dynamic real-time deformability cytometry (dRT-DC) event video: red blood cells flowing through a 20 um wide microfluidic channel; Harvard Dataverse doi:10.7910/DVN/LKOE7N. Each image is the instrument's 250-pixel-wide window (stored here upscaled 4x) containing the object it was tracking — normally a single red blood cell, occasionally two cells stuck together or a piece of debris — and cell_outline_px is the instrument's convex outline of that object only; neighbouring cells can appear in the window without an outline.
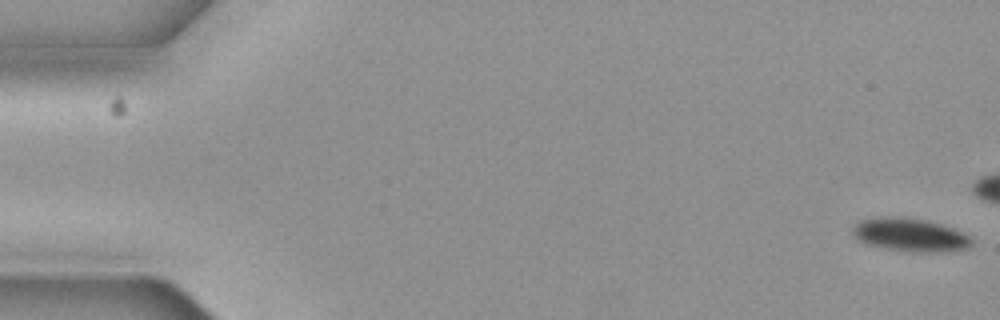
{"species": "common noctule bat (a hibernating species)", "species_latin": "Nyctalus noctula", "temperature_condition": "cold", "stored_images_in_passage": 6, "camera_frame_rate_fps": 3000, "um_per_image_px": 0.085, "animal": {"sex": "female", "body_mass_g": 19.3, "forearm_length_mm": 54.1}, "frame": {"image": 1, "passage_image": 1, "time_ms": 0.0, "image_size_px": [1000, 320], "cell_outline_px": [[972, 244], [968, 248], [944, 252], [920, 252], [888, 248], [868, 244], [852, 236], [852, 224], [860, 220], [876, 216], [900, 216], [924, 220], [940, 224], [952, 228], [968, 236], [972, 240]], "centroid_in_image_um": [77.3, 19.94], "position_along_channel_um": 7.7, "area_um2": 23.0}}
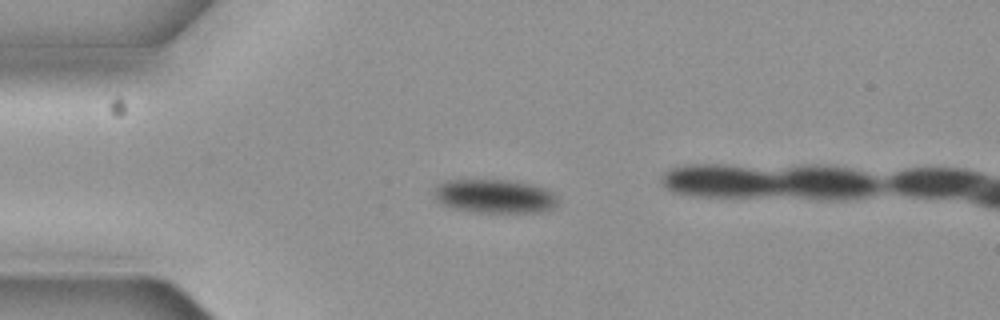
{"frame": {"image": 2, "passage_image": 5, "time_ms": 1.333, "image_size_px": [1000, 320], "cell_outline_px": [[560, 200], [556, 208], [544, 212], [476, 212], [452, 208], [444, 204], [436, 196], [436, 184], [444, 180], [516, 180], [548, 188]], "centroid_in_image_um": [42.16, 16.67], "position_along_channel_um": 42.8, "area_um2": 24.62}}